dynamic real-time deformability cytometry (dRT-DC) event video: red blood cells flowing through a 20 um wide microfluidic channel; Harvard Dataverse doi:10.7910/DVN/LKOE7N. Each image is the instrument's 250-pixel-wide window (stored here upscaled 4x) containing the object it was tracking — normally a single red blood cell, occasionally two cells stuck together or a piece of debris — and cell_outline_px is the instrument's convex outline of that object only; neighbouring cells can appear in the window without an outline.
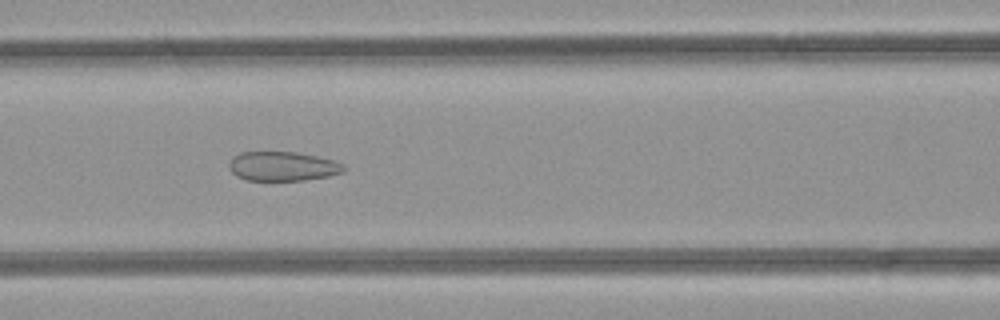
{"species": "common noctule bat (a hibernating species)", "species_latin": "Nyctalus noctula", "temperature_condition": "room temperature", "stored_images_in_passage": 34, "camera_frame_rate_fps": 3000, "um_per_image_px": 0.085, "animal": {"sex": "female", "body_mass_g": 21.9}, "frame": {"image": 1, "passage_image": 6, "time_ms": 1.667, "image_size_px": [1000, 320], "cell_outline_px": [[348, 168], [344, 172], [328, 176], [304, 180], [248, 180], [236, 176], [228, 168], [228, 164], [232, 156], [240, 152], [296, 152], [316, 156], [332, 160], [344, 164]], "centroid_in_image_um": [24.02, 14.13], "position_along_channel_um": 142.6, "area_um2": 19.71}}
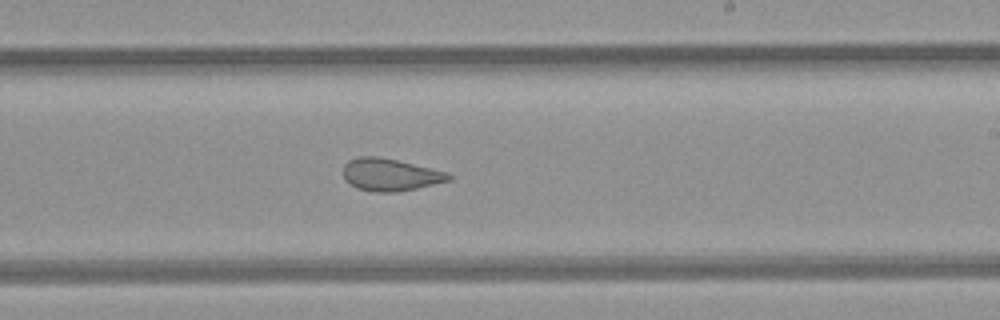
{"frame": {"image": 2, "passage_image": 14, "time_ms": 4.333, "image_size_px": [1000, 320], "cell_outline_px": [[452, 180], [400, 192], [372, 192], [356, 188], [348, 184], [344, 180], [344, 164], [348, 160], [360, 156], [376, 156], [396, 160], [448, 172], [452, 176]], "centroid_in_image_um": [33.15, 14.86], "position_along_channel_um": 255.8, "area_um2": 20.06}}
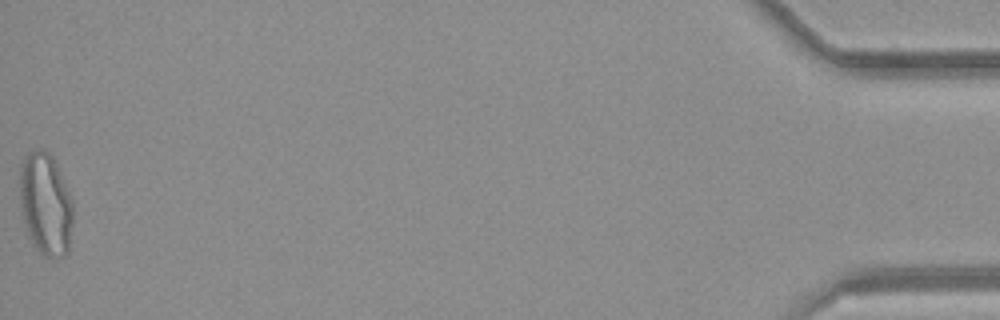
{"frame": {"image": 3, "passage_image": 34, "time_ms": 11.0, "image_size_px": [1000, 320], "cell_outline_px": [[72, 224], [68, 252], [64, 256], [44, 256], [32, 244], [28, 236], [20, 208], [20, 168], [24, 156], [28, 152], [40, 148], [44, 148], [52, 156], [56, 164], [72, 200]], "centroid_in_image_um": [3.85, 17.33], "position_along_channel_um": 431.3, "area_um2": 31.79}, "authors_computed_cell_mechanics": {"area_um2": 21.2126, "velocity_mm_per_s": 4.2562, "shape_relaxation_time_tau1_ms": null, "shape_relaxation_time_tau2_ms": 1.1176, "deformation_change_tau1": null, "deformation_change_tau2": 0.0857}}